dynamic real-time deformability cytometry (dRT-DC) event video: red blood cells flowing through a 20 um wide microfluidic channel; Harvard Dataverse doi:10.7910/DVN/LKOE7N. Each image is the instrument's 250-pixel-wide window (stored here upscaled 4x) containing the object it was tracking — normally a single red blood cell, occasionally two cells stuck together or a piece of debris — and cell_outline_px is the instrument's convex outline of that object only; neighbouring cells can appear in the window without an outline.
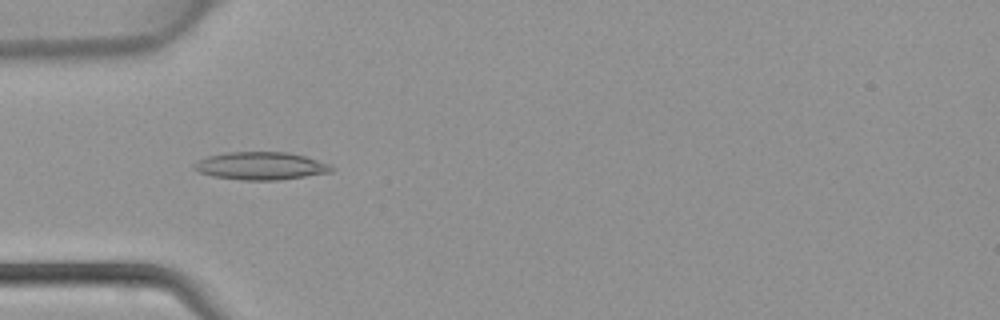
{"species": "common noctule bat (a hibernating species)", "species_latin": "Nyctalus noctula", "temperature_condition": "warm", "stored_images_in_passage": 45, "camera_frame_rate_fps": 3000, "um_per_image_px": 0.085, "animal": {"sex": "female", "body_mass_g": 22.7, "forearm_length_mm": 54.2}, "frame": {"image": 1, "passage_image": 14, "time_ms": 4.333, "image_size_px": [1000, 320], "cell_outline_px": [[336, 168], [332, 172], [280, 180], [240, 180], [212, 176], [200, 172], [192, 168], [192, 164], [208, 156], [224, 152], [288, 152], [304, 156], [328, 164]], "centroid_in_image_um": [22.15, 14.1], "position_along_channel_um": 62.8, "area_um2": 22.25}}
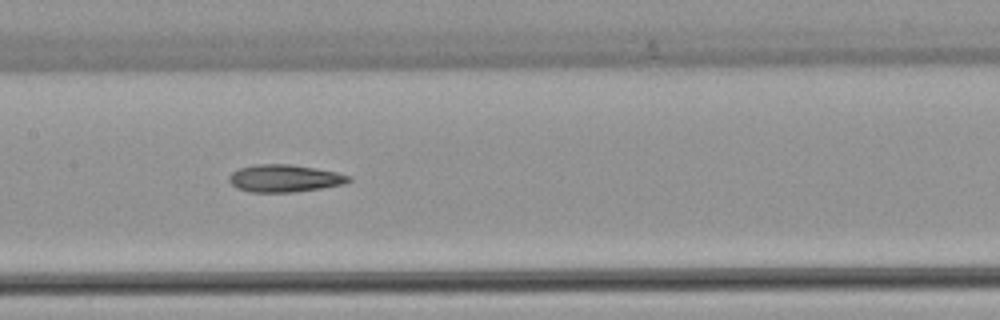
{"frame": {"image": 2, "passage_image": 22, "time_ms": 7.0, "image_size_px": [1000, 320], "cell_outline_px": [[352, 180], [344, 184], [320, 188], [292, 192], [248, 192], [236, 188], [228, 180], [228, 176], [232, 172], [240, 168], [252, 164], [292, 164], [336, 172], [352, 176]], "centroid_in_image_um": [24.16, 15.15], "position_along_channel_um": 183.2, "area_um2": 19.19}}
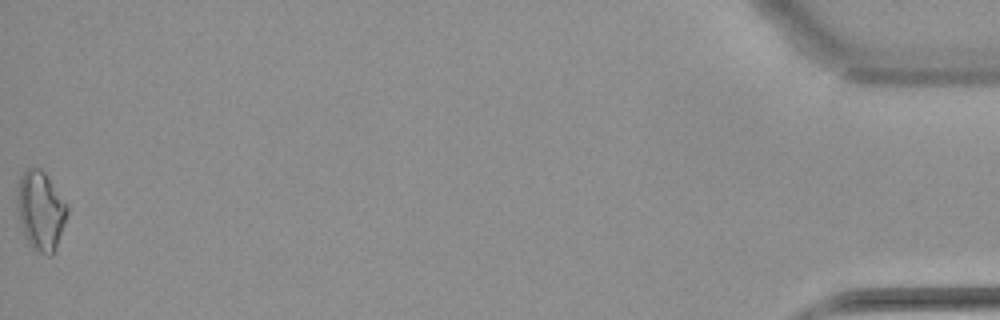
{"frame": {"image": 3, "passage_image": 45, "time_ms": 14.667, "image_size_px": [1000, 320], "cell_outline_px": [[68, 212], [56, 248], [52, 256], [48, 256], [32, 248], [20, 224], [16, 212], [16, 188], [20, 176], [28, 168], [40, 168], [44, 172], [68, 204]], "centroid_in_image_um": [3.44, 17.89], "position_along_channel_um": 431.8, "area_um2": 23.24}}